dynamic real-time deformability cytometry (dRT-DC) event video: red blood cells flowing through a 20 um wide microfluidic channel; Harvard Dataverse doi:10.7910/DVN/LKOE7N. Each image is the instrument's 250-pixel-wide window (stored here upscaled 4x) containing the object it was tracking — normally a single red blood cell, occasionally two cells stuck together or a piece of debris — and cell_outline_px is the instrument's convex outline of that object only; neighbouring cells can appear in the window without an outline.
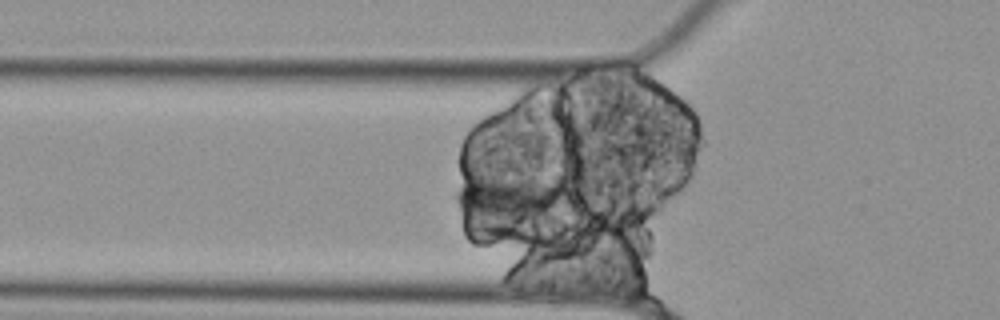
{"species": "Egyptian fruit bat (a non-hibernating species)", "species_latin": "Rousettus aegyptiacus", "temperature_condition": "cold", "stored_images_in_passage": 54, "segment_of_instrument_passage": [2, 3], "camera_frame_rate_fps": 3000, "um_per_image_px": 0.085, "animal": {"sex": "female"}, "frame": {"image": 1, "passage_image": 16, "time_ms": 5.0, "image_size_px": [1000, 320], "cell_outline_px": [[572, 200], [504, 240], [460, 216], [452, 200], [452, 192], [460, 184], [480, 176], [548, 180], [572, 196]], "centroid_in_image_um": [43.11, 17.23], "position_along_channel_um": 82.7, "area_um2": 35.66}}